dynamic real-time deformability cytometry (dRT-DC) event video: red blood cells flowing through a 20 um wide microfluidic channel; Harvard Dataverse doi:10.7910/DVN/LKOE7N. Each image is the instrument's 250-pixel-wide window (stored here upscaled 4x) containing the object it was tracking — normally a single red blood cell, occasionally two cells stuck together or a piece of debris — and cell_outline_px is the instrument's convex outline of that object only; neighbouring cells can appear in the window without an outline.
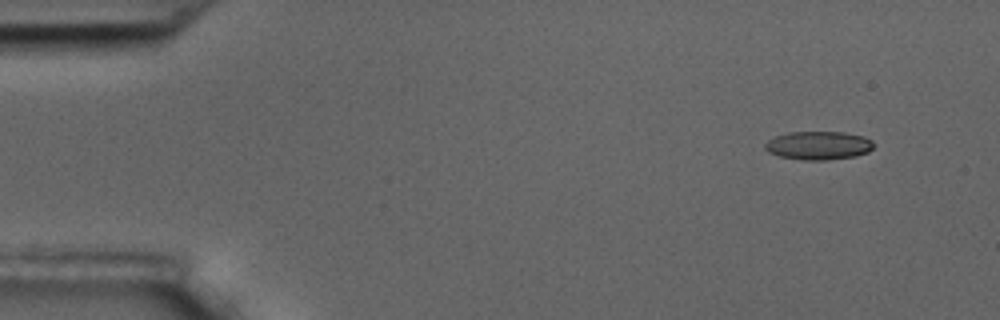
{"species": "common noctule bat (a hibernating species)", "species_latin": "Nyctalus noctula", "temperature_condition": "room temperature", "stored_images_in_passage": 10, "camera_frame_rate_fps": 3000, "um_per_image_px": 0.085, "animal": {"sex": "male", "body_mass_g": 17.5, "forearm_length_mm": 52.3}, "frame": {"image": 1, "passage_image": 1, "time_ms": 0.0, "image_size_px": [1000, 320], "cell_outline_px": [[872, 148], [868, 152], [856, 156], [824, 160], [800, 160], [780, 156], [768, 152], [764, 148], [764, 144], [768, 140], [776, 136], [788, 132], [844, 132], [864, 136], [872, 140]], "centroid_in_image_um": [69.56, 12.36], "position_along_channel_um": 15.4, "area_um2": 18.03}}
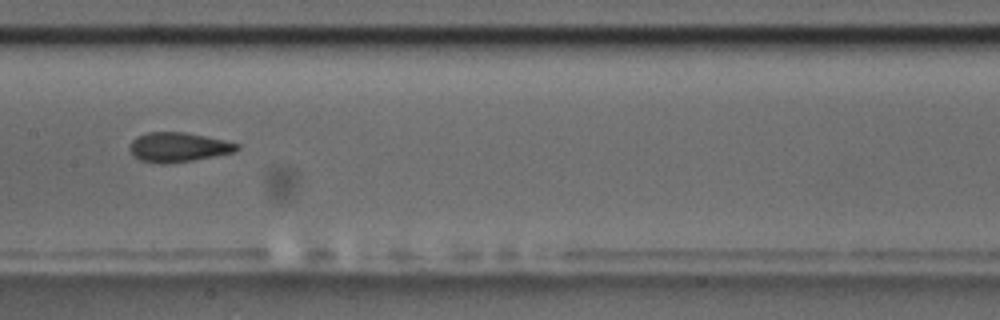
{"frame": {"image": 2, "passage_image": 8, "time_ms": 2.333, "image_size_px": [1000, 320], "cell_outline_px": [[240, 148], [236, 152], [192, 160], [164, 164], [160, 164], [140, 160], [128, 148], [132, 140], [136, 136], [148, 132], [184, 132], [224, 140], [240, 144]], "centroid_in_image_um": [15.16, 12.5], "position_along_channel_um": 192.2, "area_um2": 18.38}}
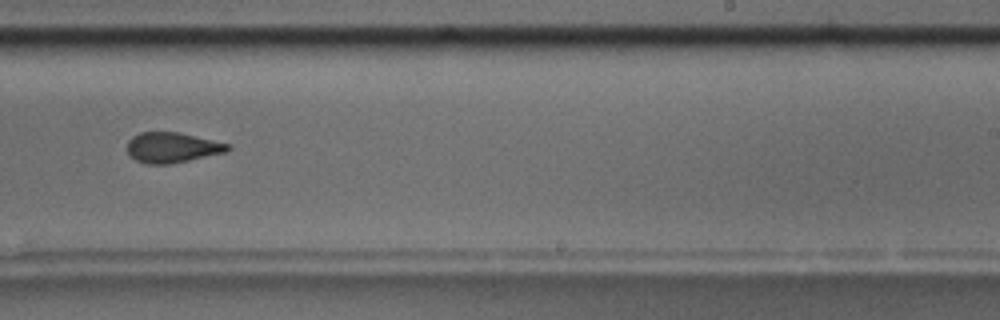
{"frame": {"image": 3, "passage_image": 10, "time_ms": 3.0, "image_size_px": [1000, 320], "cell_outline_px": [[232, 148], [228, 152], [172, 164], [148, 164], [136, 160], [128, 152], [128, 140], [132, 136], [140, 132], [180, 132], [232, 144]], "centroid_in_image_um": [14.7, 12.53], "position_along_channel_um": 274.3, "area_um2": 18.03}}